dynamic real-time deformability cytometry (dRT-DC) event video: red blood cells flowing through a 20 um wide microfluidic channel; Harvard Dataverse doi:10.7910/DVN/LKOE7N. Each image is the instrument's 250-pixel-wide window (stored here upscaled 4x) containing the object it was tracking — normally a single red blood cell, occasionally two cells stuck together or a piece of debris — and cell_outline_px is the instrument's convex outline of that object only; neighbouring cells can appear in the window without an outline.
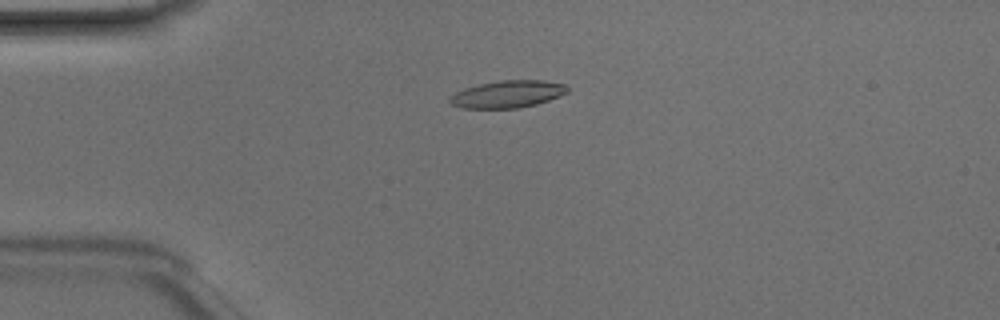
{"species": "Egyptian fruit bat (a non-hibernating species)", "species_latin": "Rousettus aegyptiacus", "temperature_condition": "room temperature", "stored_images_in_passage": 48, "camera_frame_rate_fps": 3000, "um_per_image_px": 0.085, "animal": {"sex": "male"}, "frame": {"image": 1, "passage_image": 12, "time_ms": 3.667, "image_size_px": [1000, 320], "cell_outline_px": [[568, 92], [560, 96], [536, 104], [516, 108], [460, 108], [452, 104], [448, 100], [456, 92], [464, 88], [480, 84], [500, 80], [544, 80], [564, 84], [568, 88]], "centroid_in_image_um": [43.15, 8.0], "position_along_channel_um": 41.8, "area_um2": 18.55}}
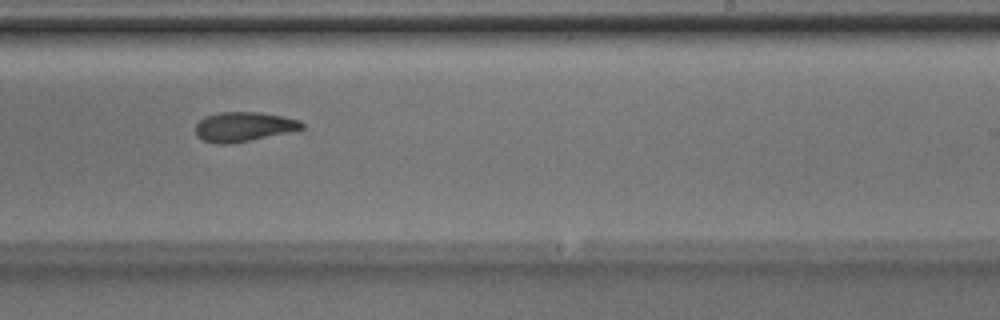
{"frame": {"image": 2, "passage_image": 30, "time_ms": 9.667, "image_size_px": [1000, 320], "cell_outline_px": [[304, 128], [288, 132], [228, 144], [216, 144], [204, 140], [196, 136], [196, 124], [204, 116], [216, 112], [256, 112], [284, 116], [300, 120], [304, 124]], "centroid_in_image_um": [20.68, 10.76], "position_along_channel_um": 268.3, "area_um2": 18.21}}
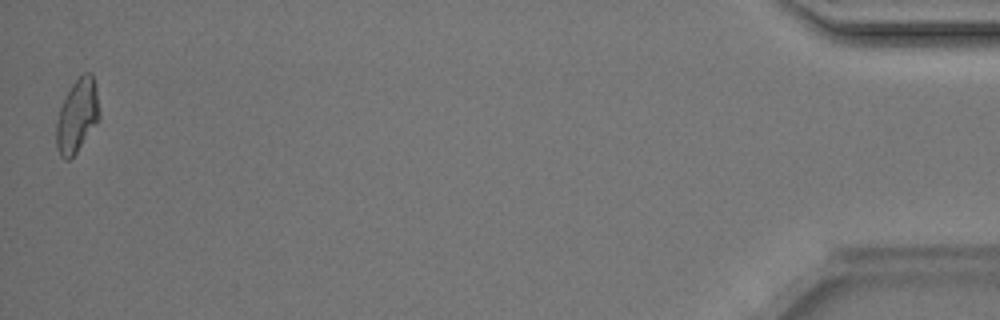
{"frame": {"image": 3, "passage_image": 48, "time_ms": 15.667, "image_size_px": [1000, 320], "cell_outline_px": [[100, 120], [76, 152], [68, 160], [64, 160], [60, 156], [56, 148], [56, 124], [60, 108], [72, 84], [84, 72], [92, 72], [96, 88], [100, 116]], "centroid_in_image_um": [6.57, 9.86], "position_along_channel_um": 428.6, "area_um2": 18.32}, "authors_computed_cell_mechanics": {"area_um2": 18.4093, "velocity_mm_per_s": 4.207, "shape_relaxation_time_tau1_ms": null, "shape_relaxation_time_tau2_ms": 3.0172, "deformation_change_tau1": null, "deformation_change_tau2": 0.1015}}